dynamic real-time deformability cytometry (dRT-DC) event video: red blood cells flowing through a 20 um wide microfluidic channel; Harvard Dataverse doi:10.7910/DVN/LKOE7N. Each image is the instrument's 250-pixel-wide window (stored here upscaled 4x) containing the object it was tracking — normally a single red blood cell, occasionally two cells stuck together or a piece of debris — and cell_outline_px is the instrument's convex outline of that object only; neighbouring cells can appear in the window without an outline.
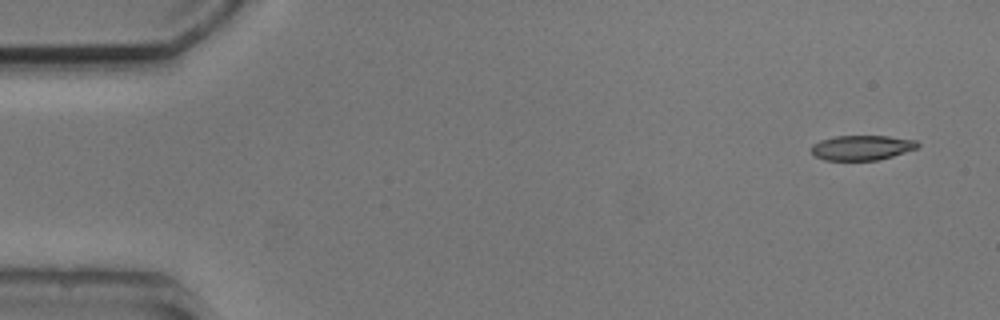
{"species": "common noctule bat (a hibernating species)", "species_latin": "Nyctalus noctula", "temperature_condition": "cold", "stored_images_in_passage": 5, "camera_frame_rate_fps": 3000, "um_per_image_px": 0.085, "animal": {"sex": "male", "body_mass_g": 20.5, "forearm_length_mm": 52.5}, "frame": {"image": 1, "passage_image": 1, "time_ms": 0.0, "image_size_px": [1000, 320], "cell_outline_px": [[920, 144], [916, 148], [892, 156], [876, 160], [824, 160], [816, 156], [812, 152], [812, 144], [820, 140], [836, 136], [888, 136], [916, 140]], "centroid_in_image_um": [73.25, 12.54], "position_along_channel_um": 11.8, "area_um2": 15.26}}